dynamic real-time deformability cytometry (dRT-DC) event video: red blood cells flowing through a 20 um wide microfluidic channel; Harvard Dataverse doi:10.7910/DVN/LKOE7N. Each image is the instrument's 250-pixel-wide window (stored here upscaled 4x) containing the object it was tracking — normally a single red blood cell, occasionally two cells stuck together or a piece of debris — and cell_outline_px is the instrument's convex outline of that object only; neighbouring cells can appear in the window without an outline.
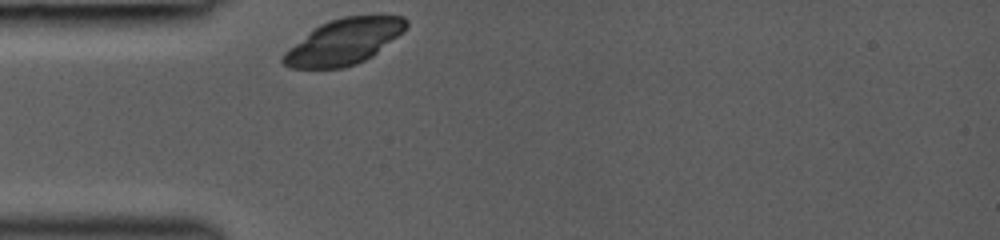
{"species": "common noctule bat (a hibernating species)", "species_latin": "Nyctalus noctula", "temperature_condition": "room temperature", "stored_images_in_passage": 4, "camera_frame_rate_fps": 3000, "um_per_image_px": 0.085, "animal": {"sex": "female", "body_mass_g": 19.0, "forearm_length_mm": 53.3}, "frame": {"image": 1, "passage_image": 1, "time_ms": 0.0, "image_size_px": [1000, 240], "cell_outline_px": [[408, 28], [404, 32], [372, 56], [356, 64], [340, 68], [292, 68], [284, 64], [280, 60], [280, 56], [288, 48], [320, 24], [344, 16], [404, 16], [408, 20]], "centroid_in_image_um": [29.24, 3.54], "position_along_channel_um": 55.8, "area_um2": 32.54}}